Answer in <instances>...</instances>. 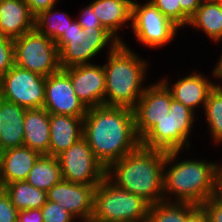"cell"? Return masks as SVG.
<instances>
[{"instance_id": "obj_33", "label": "cell", "mask_w": 222, "mask_h": 222, "mask_svg": "<svg viewBox=\"0 0 222 222\" xmlns=\"http://www.w3.org/2000/svg\"><path fill=\"white\" fill-rule=\"evenodd\" d=\"M80 13V18L76 21L83 28V30H106L101 25L90 4L81 10Z\"/></svg>"}, {"instance_id": "obj_24", "label": "cell", "mask_w": 222, "mask_h": 222, "mask_svg": "<svg viewBox=\"0 0 222 222\" xmlns=\"http://www.w3.org/2000/svg\"><path fill=\"white\" fill-rule=\"evenodd\" d=\"M2 189L18 211L41 209L47 202V192L32 186L27 181L6 184Z\"/></svg>"}, {"instance_id": "obj_36", "label": "cell", "mask_w": 222, "mask_h": 222, "mask_svg": "<svg viewBox=\"0 0 222 222\" xmlns=\"http://www.w3.org/2000/svg\"><path fill=\"white\" fill-rule=\"evenodd\" d=\"M30 12L36 16L39 12L55 7L57 0H25Z\"/></svg>"}, {"instance_id": "obj_1", "label": "cell", "mask_w": 222, "mask_h": 222, "mask_svg": "<svg viewBox=\"0 0 222 222\" xmlns=\"http://www.w3.org/2000/svg\"><path fill=\"white\" fill-rule=\"evenodd\" d=\"M83 137L106 169L141 145L135 130L134 111L125 107L89 108L83 119Z\"/></svg>"}, {"instance_id": "obj_3", "label": "cell", "mask_w": 222, "mask_h": 222, "mask_svg": "<svg viewBox=\"0 0 222 222\" xmlns=\"http://www.w3.org/2000/svg\"><path fill=\"white\" fill-rule=\"evenodd\" d=\"M105 71L104 105L134 109L146 87L142 88L147 65L127 48L124 41L110 42Z\"/></svg>"}, {"instance_id": "obj_22", "label": "cell", "mask_w": 222, "mask_h": 222, "mask_svg": "<svg viewBox=\"0 0 222 222\" xmlns=\"http://www.w3.org/2000/svg\"><path fill=\"white\" fill-rule=\"evenodd\" d=\"M132 3L133 0H94L90 5L103 28L122 43L116 32L125 22L132 21Z\"/></svg>"}, {"instance_id": "obj_5", "label": "cell", "mask_w": 222, "mask_h": 222, "mask_svg": "<svg viewBox=\"0 0 222 222\" xmlns=\"http://www.w3.org/2000/svg\"><path fill=\"white\" fill-rule=\"evenodd\" d=\"M149 206L142 197L118 188L106 176L94 189L90 222H147Z\"/></svg>"}, {"instance_id": "obj_7", "label": "cell", "mask_w": 222, "mask_h": 222, "mask_svg": "<svg viewBox=\"0 0 222 222\" xmlns=\"http://www.w3.org/2000/svg\"><path fill=\"white\" fill-rule=\"evenodd\" d=\"M194 112L176 100L171 101L169 114L159 121L142 139L141 146L163 151L190 147L187 141L194 122Z\"/></svg>"}, {"instance_id": "obj_35", "label": "cell", "mask_w": 222, "mask_h": 222, "mask_svg": "<svg viewBox=\"0 0 222 222\" xmlns=\"http://www.w3.org/2000/svg\"><path fill=\"white\" fill-rule=\"evenodd\" d=\"M201 206L207 214L208 222H222V204L214 197L209 198Z\"/></svg>"}, {"instance_id": "obj_40", "label": "cell", "mask_w": 222, "mask_h": 222, "mask_svg": "<svg viewBox=\"0 0 222 222\" xmlns=\"http://www.w3.org/2000/svg\"><path fill=\"white\" fill-rule=\"evenodd\" d=\"M214 77H219L222 79V55L221 58L219 59V62L217 63V66H215L213 70Z\"/></svg>"}, {"instance_id": "obj_34", "label": "cell", "mask_w": 222, "mask_h": 222, "mask_svg": "<svg viewBox=\"0 0 222 222\" xmlns=\"http://www.w3.org/2000/svg\"><path fill=\"white\" fill-rule=\"evenodd\" d=\"M149 2L177 25V0H150Z\"/></svg>"}, {"instance_id": "obj_37", "label": "cell", "mask_w": 222, "mask_h": 222, "mask_svg": "<svg viewBox=\"0 0 222 222\" xmlns=\"http://www.w3.org/2000/svg\"><path fill=\"white\" fill-rule=\"evenodd\" d=\"M17 222H43L41 209L19 211Z\"/></svg>"}, {"instance_id": "obj_18", "label": "cell", "mask_w": 222, "mask_h": 222, "mask_svg": "<svg viewBox=\"0 0 222 222\" xmlns=\"http://www.w3.org/2000/svg\"><path fill=\"white\" fill-rule=\"evenodd\" d=\"M84 117L50 114L48 156L57 157L83 137Z\"/></svg>"}, {"instance_id": "obj_15", "label": "cell", "mask_w": 222, "mask_h": 222, "mask_svg": "<svg viewBox=\"0 0 222 222\" xmlns=\"http://www.w3.org/2000/svg\"><path fill=\"white\" fill-rule=\"evenodd\" d=\"M70 77L76 96L89 109L104 105L105 71L88 63L63 69Z\"/></svg>"}, {"instance_id": "obj_28", "label": "cell", "mask_w": 222, "mask_h": 222, "mask_svg": "<svg viewBox=\"0 0 222 222\" xmlns=\"http://www.w3.org/2000/svg\"><path fill=\"white\" fill-rule=\"evenodd\" d=\"M205 115L215 142L222 141V86L218 84L210 91L205 103Z\"/></svg>"}, {"instance_id": "obj_19", "label": "cell", "mask_w": 222, "mask_h": 222, "mask_svg": "<svg viewBox=\"0 0 222 222\" xmlns=\"http://www.w3.org/2000/svg\"><path fill=\"white\" fill-rule=\"evenodd\" d=\"M26 110L0 97V152L23 146Z\"/></svg>"}, {"instance_id": "obj_9", "label": "cell", "mask_w": 222, "mask_h": 222, "mask_svg": "<svg viewBox=\"0 0 222 222\" xmlns=\"http://www.w3.org/2000/svg\"><path fill=\"white\" fill-rule=\"evenodd\" d=\"M46 77L14 65L0 78V97L26 109L43 108Z\"/></svg>"}, {"instance_id": "obj_2", "label": "cell", "mask_w": 222, "mask_h": 222, "mask_svg": "<svg viewBox=\"0 0 222 222\" xmlns=\"http://www.w3.org/2000/svg\"><path fill=\"white\" fill-rule=\"evenodd\" d=\"M179 152L148 149L140 145L113 162L106 175L118 188L142 197L150 205L167 201L163 193V172L168 164L175 163Z\"/></svg>"}, {"instance_id": "obj_20", "label": "cell", "mask_w": 222, "mask_h": 222, "mask_svg": "<svg viewBox=\"0 0 222 222\" xmlns=\"http://www.w3.org/2000/svg\"><path fill=\"white\" fill-rule=\"evenodd\" d=\"M162 82L170 90L174 100L181 102L184 106L194 112L196 106L205 107L208 95L216 84L209 81L204 75L191 74L179 79L174 85L168 86L167 79Z\"/></svg>"}, {"instance_id": "obj_16", "label": "cell", "mask_w": 222, "mask_h": 222, "mask_svg": "<svg viewBox=\"0 0 222 222\" xmlns=\"http://www.w3.org/2000/svg\"><path fill=\"white\" fill-rule=\"evenodd\" d=\"M40 156V153L25 146L1 152L0 188L13 182L26 181L30 170Z\"/></svg>"}, {"instance_id": "obj_12", "label": "cell", "mask_w": 222, "mask_h": 222, "mask_svg": "<svg viewBox=\"0 0 222 222\" xmlns=\"http://www.w3.org/2000/svg\"><path fill=\"white\" fill-rule=\"evenodd\" d=\"M172 100L170 90L162 81L145 88L133 109L135 130L140 140L169 114Z\"/></svg>"}, {"instance_id": "obj_8", "label": "cell", "mask_w": 222, "mask_h": 222, "mask_svg": "<svg viewBox=\"0 0 222 222\" xmlns=\"http://www.w3.org/2000/svg\"><path fill=\"white\" fill-rule=\"evenodd\" d=\"M15 65L44 77L59 71L55 41L35 29L14 39Z\"/></svg>"}, {"instance_id": "obj_38", "label": "cell", "mask_w": 222, "mask_h": 222, "mask_svg": "<svg viewBox=\"0 0 222 222\" xmlns=\"http://www.w3.org/2000/svg\"><path fill=\"white\" fill-rule=\"evenodd\" d=\"M185 222H208V217L201 205H197L187 216Z\"/></svg>"}, {"instance_id": "obj_14", "label": "cell", "mask_w": 222, "mask_h": 222, "mask_svg": "<svg viewBox=\"0 0 222 222\" xmlns=\"http://www.w3.org/2000/svg\"><path fill=\"white\" fill-rule=\"evenodd\" d=\"M97 185L78 184L61 179L47 191V200L58 203L83 222L93 216L94 189Z\"/></svg>"}, {"instance_id": "obj_21", "label": "cell", "mask_w": 222, "mask_h": 222, "mask_svg": "<svg viewBox=\"0 0 222 222\" xmlns=\"http://www.w3.org/2000/svg\"><path fill=\"white\" fill-rule=\"evenodd\" d=\"M50 143V113L44 108L27 109L24 118L23 146L48 155Z\"/></svg>"}, {"instance_id": "obj_32", "label": "cell", "mask_w": 222, "mask_h": 222, "mask_svg": "<svg viewBox=\"0 0 222 222\" xmlns=\"http://www.w3.org/2000/svg\"><path fill=\"white\" fill-rule=\"evenodd\" d=\"M18 212L9 196L0 188V222H17Z\"/></svg>"}, {"instance_id": "obj_23", "label": "cell", "mask_w": 222, "mask_h": 222, "mask_svg": "<svg viewBox=\"0 0 222 222\" xmlns=\"http://www.w3.org/2000/svg\"><path fill=\"white\" fill-rule=\"evenodd\" d=\"M188 25L201 28L213 41H221L222 0H203Z\"/></svg>"}, {"instance_id": "obj_26", "label": "cell", "mask_w": 222, "mask_h": 222, "mask_svg": "<svg viewBox=\"0 0 222 222\" xmlns=\"http://www.w3.org/2000/svg\"><path fill=\"white\" fill-rule=\"evenodd\" d=\"M53 9L54 7H51L39 12L35 16L34 29L56 42L64 33H66V30L70 27L73 20L67 13L63 12L60 14V11L53 12Z\"/></svg>"}, {"instance_id": "obj_27", "label": "cell", "mask_w": 222, "mask_h": 222, "mask_svg": "<svg viewBox=\"0 0 222 222\" xmlns=\"http://www.w3.org/2000/svg\"><path fill=\"white\" fill-rule=\"evenodd\" d=\"M197 205L170 200L151 204L148 209L147 222H185L188 214Z\"/></svg>"}, {"instance_id": "obj_29", "label": "cell", "mask_w": 222, "mask_h": 222, "mask_svg": "<svg viewBox=\"0 0 222 222\" xmlns=\"http://www.w3.org/2000/svg\"><path fill=\"white\" fill-rule=\"evenodd\" d=\"M14 65V39L0 34V78Z\"/></svg>"}, {"instance_id": "obj_13", "label": "cell", "mask_w": 222, "mask_h": 222, "mask_svg": "<svg viewBox=\"0 0 222 222\" xmlns=\"http://www.w3.org/2000/svg\"><path fill=\"white\" fill-rule=\"evenodd\" d=\"M43 108L50 114L85 117L87 108L76 96L69 75L60 69L46 77Z\"/></svg>"}, {"instance_id": "obj_4", "label": "cell", "mask_w": 222, "mask_h": 222, "mask_svg": "<svg viewBox=\"0 0 222 222\" xmlns=\"http://www.w3.org/2000/svg\"><path fill=\"white\" fill-rule=\"evenodd\" d=\"M218 165L196 160L175 163L163 172V193L175 194L174 202L202 205L214 196Z\"/></svg>"}, {"instance_id": "obj_10", "label": "cell", "mask_w": 222, "mask_h": 222, "mask_svg": "<svg viewBox=\"0 0 222 222\" xmlns=\"http://www.w3.org/2000/svg\"><path fill=\"white\" fill-rule=\"evenodd\" d=\"M62 179L69 182L99 185L107 176L106 168L95 157L84 137L57 156Z\"/></svg>"}, {"instance_id": "obj_6", "label": "cell", "mask_w": 222, "mask_h": 222, "mask_svg": "<svg viewBox=\"0 0 222 222\" xmlns=\"http://www.w3.org/2000/svg\"><path fill=\"white\" fill-rule=\"evenodd\" d=\"M119 42L107 30H83L76 21L55 43L59 51L61 69L90 63L109 42Z\"/></svg>"}, {"instance_id": "obj_39", "label": "cell", "mask_w": 222, "mask_h": 222, "mask_svg": "<svg viewBox=\"0 0 222 222\" xmlns=\"http://www.w3.org/2000/svg\"><path fill=\"white\" fill-rule=\"evenodd\" d=\"M218 202L222 204V165L218 166L215 175V192L213 196Z\"/></svg>"}, {"instance_id": "obj_17", "label": "cell", "mask_w": 222, "mask_h": 222, "mask_svg": "<svg viewBox=\"0 0 222 222\" xmlns=\"http://www.w3.org/2000/svg\"><path fill=\"white\" fill-rule=\"evenodd\" d=\"M35 16L25 0H0V34L15 39L34 29Z\"/></svg>"}, {"instance_id": "obj_31", "label": "cell", "mask_w": 222, "mask_h": 222, "mask_svg": "<svg viewBox=\"0 0 222 222\" xmlns=\"http://www.w3.org/2000/svg\"><path fill=\"white\" fill-rule=\"evenodd\" d=\"M203 0H177V26L184 27L189 24L190 18L195 14Z\"/></svg>"}, {"instance_id": "obj_30", "label": "cell", "mask_w": 222, "mask_h": 222, "mask_svg": "<svg viewBox=\"0 0 222 222\" xmlns=\"http://www.w3.org/2000/svg\"><path fill=\"white\" fill-rule=\"evenodd\" d=\"M43 222H73L75 216L58 203L47 200L41 208Z\"/></svg>"}, {"instance_id": "obj_25", "label": "cell", "mask_w": 222, "mask_h": 222, "mask_svg": "<svg viewBox=\"0 0 222 222\" xmlns=\"http://www.w3.org/2000/svg\"><path fill=\"white\" fill-rule=\"evenodd\" d=\"M62 179L57 157L41 155L30 170L26 181L47 192Z\"/></svg>"}, {"instance_id": "obj_11", "label": "cell", "mask_w": 222, "mask_h": 222, "mask_svg": "<svg viewBox=\"0 0 222 222\" xmlns=\"http://www.w3.org/2000/svg\"><path fill=\"white\" fill-rule=\"evenodd\" d=\"M130 26L137 40L150 48L172 41L179 28L149 1L142 6L133 1Z\"/></svg>"}]
</instances>
